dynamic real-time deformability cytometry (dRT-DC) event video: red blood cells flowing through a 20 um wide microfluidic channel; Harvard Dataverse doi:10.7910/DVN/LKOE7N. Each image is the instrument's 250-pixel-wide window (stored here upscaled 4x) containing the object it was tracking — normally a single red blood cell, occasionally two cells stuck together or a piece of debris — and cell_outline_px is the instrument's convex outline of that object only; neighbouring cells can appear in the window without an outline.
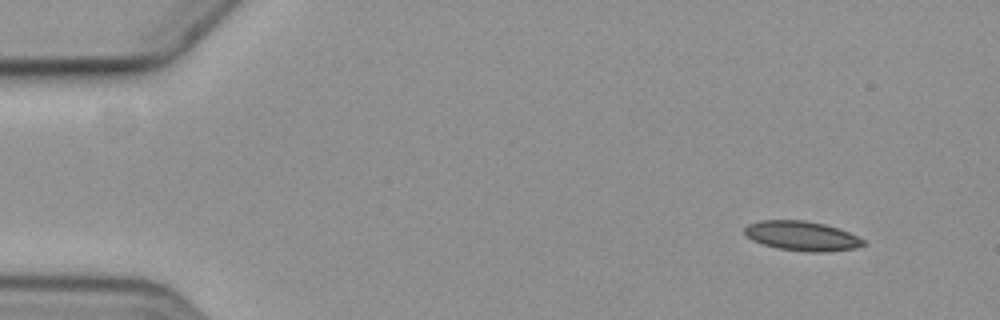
{"species": "common noctule bat (a hibernating species)", "species_latin": "Nyctalus noctula", "temperature_condition": "cold", "stored_images_in_passage": 4, "camera_frame_rate_fps": 3000, "um_per_image_px": 0.085, "animal": {"sex": "female", "body_mass_g": 19.3, "forearm_length_mm": 54.1}, "frame": {"image": 1, "passage_image": 1, "time_ms": 0.0, "image_size_px": [1000, 320], "cell_outline_px": [[868, 244], [856, 248], [828, 252], [808, 252], [776, 248], [752, 240], [744, 236], [744, 228], [748, 224], [760, 220], [804, 220], [824, 224], [848, 232], [864, 240]], "centroid_in_image_um": [68.14, 20.06], "position_along_channel_um": 16.9, "area_um2": 20.58}}
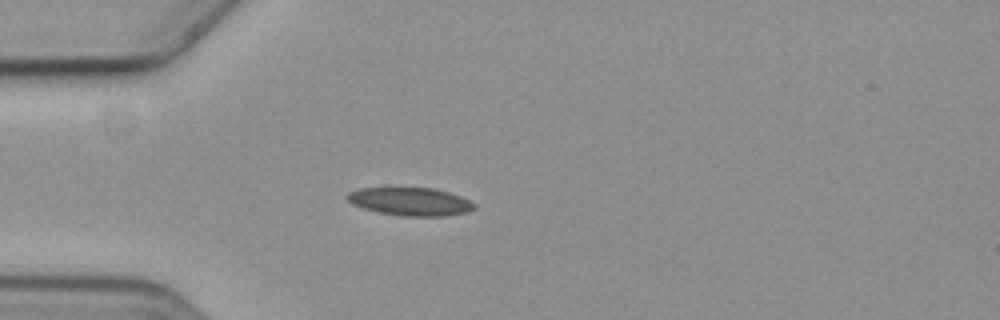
{"frame": {"image": 2, "passage_image": 4, "time_ms": 3.667, "image_size_px": [1000, 320], "cell_outline_px": [[476, 208], [468, 212], [448, 216], [400, 216], [380, 212], [364, 208], [352, 204], [344, 196], [348, 192], [360, 188], [432, 188], [448, 192], [460, 196], [476, 204]], "centroid_in_image_um": [34.89, 17.14], "position_along_channel_um": 50.1, "area_um2": 20.81}}